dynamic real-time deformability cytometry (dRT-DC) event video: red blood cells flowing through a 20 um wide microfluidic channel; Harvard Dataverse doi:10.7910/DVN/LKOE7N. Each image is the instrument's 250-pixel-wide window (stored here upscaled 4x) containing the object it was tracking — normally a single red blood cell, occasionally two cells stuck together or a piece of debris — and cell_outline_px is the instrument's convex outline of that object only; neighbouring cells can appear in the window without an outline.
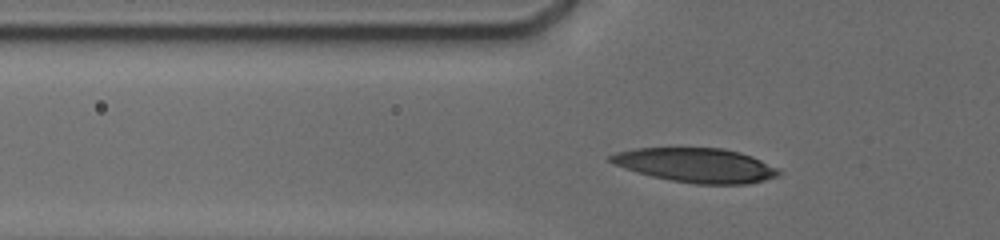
{"species": "human", "species_latin": "Homo sapiens", "temperature_condition": "cold", "stored_images_in_passage": 39, "camera_frame_rate_fps": 3000, "um_per_image_px": 0.085, "donor": {"sex": "male"}, "frame": {"image": 1, "passage_image": 10, "time_ms": 3.0, "image_size_px": [1000, 240], "cell_outline_px": [[780, 176], [748, 184], [696, 184], [672, 180], [652, 176], [616, 164], [608, 160], [608, 156], [616, 152], [636, 148], [724, 148], [740, 152], [752, 156], [780, 168]], "centroid_in_image_um": [59.24, 14.04], "position_along_channel_um": 66.6, "area_um2": 33.47}}
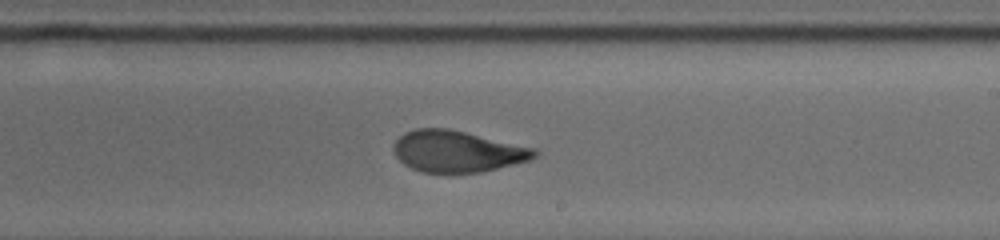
{"frame": {"image": 2, "passage_image": 25, "time_ms": 8.0, "image_size_px": [1000, 240], "cell_outline_px": [[540, 152], [532, 160], [480, 172], [420, 172], [404, 164], [392, 152], [392, 144], [404, 132], [416, 128], [448, 128], [536, 148]], "centroid_in_image_um": [38.87, 12.86], "position_along_channel_um": 250.1, "area_um2": 34.16}}
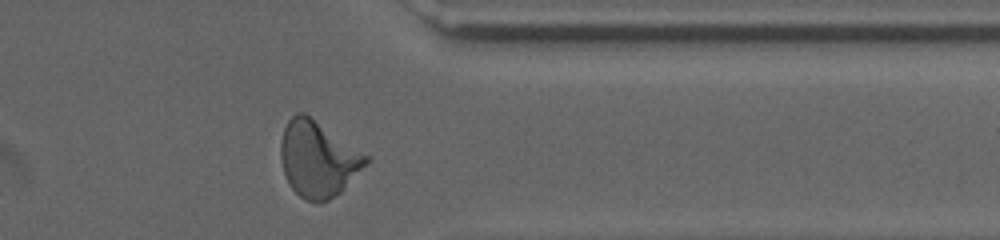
{"frame": {"image": 3, "passage_image": 36, "time_ms": 11.667, "image_size_px": [1000, 240], "cell_outline_px": [[372, 160], [340, 192], [328, 200], [320, 204], [304, 200], [292, 188], [284, 172], [280, 156], [280, 144], [284, 128], [288, 120], [296, 112], [304, 112], [372, 156]], "centroid_in_image_um": [27.07, 13.5], "position_along_channel_um": 384.3, "area_um2": 38.15}, "authors_computed_cell_mechanics": {"area_um2": 34.68, "velocity_mm_per_s": 3.7767, "shape_relaxation_time_tau1_ms": 5.9918, "shape_relaxation_time_tau2_ms": 1.6285, "deformation_change_tau1": 0.2038, "deformation_change_tau2": 0.0896}}